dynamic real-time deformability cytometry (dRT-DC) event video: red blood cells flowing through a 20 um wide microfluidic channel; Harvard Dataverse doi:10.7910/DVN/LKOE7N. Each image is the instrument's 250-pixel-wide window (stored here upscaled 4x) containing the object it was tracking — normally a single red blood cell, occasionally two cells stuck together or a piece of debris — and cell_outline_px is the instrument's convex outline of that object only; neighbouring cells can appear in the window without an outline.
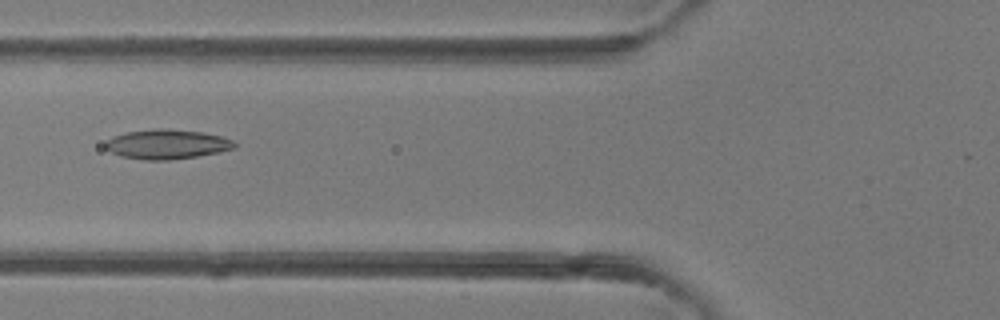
{"species": "common noctule bat (a hibernating species)", "species_latin": "Nyctalus noctula", "temperature_condition": "room temperature", "stored_images_in_passage": 27, "camera_frame_rate_fps": 3000, "um_per_image_px": 0.085, "animal": {"sex": "female"}, "frame": {"image": 1, "passage_image": 4, "time_ms": 1.0, "image_size_px": [1000, 320], "cell_outline_px": [[236, 148], [220, 152], [196, 156], [168, 160], [144, 160], [120, 156], [112, 152], [104, 144], [112, 136], [128, 132], [156, 128], [168, 128], [204, 132], [220, 136], [232, 140], [236, 144]], "centroid_in_image_um": [14.21, 12.25], "position_along_channel_um": 111.6, "area_um2": 22.25}}
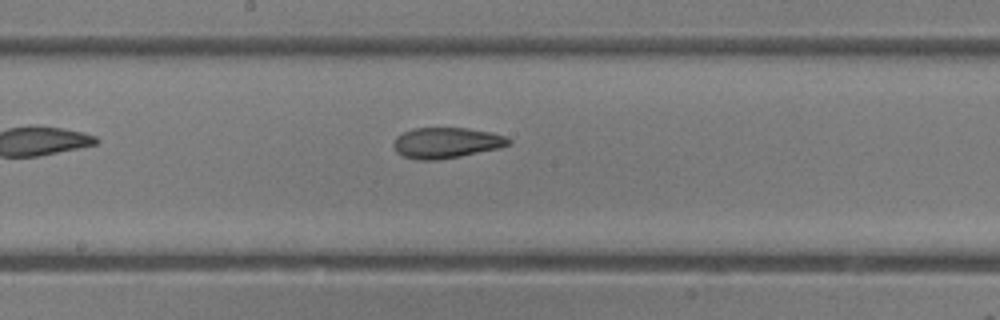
{"frame": {"image": 2, "passage_image": 10, "time_ms": 3.0, "image_size_px": [1000, 320], "cell_outline_px": [[512, 144], [500, 148], [460, 156], [436, 160], [416, 160], [404, 156], [396, 152], [392, 144], [396, 136], [412, 128], [468, 128], [492, 132], [504, 136], [512, 140]], "centroid_in_image_um": [37.94, 12.13], "position_along_channel_um": 210.3, "area_um2": 20.75}}
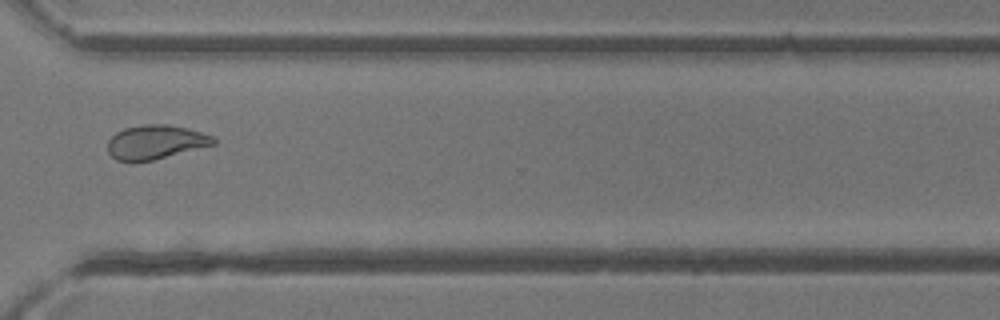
{"frame": {"image": 3, "passage_image": 19, "time_ms": 6.0, "image_size_px": [1000, 320], "cell_outline_px": [[216, 144], [152, 160], [116, 160], [108, 152], [108, 140], [116, 132], [124, 128], [144, 124], [168, 124], [188, 128], [212, 136], [216, 140]], "centroid_in_image_um": [13.23, 12.05], "position_along_channel_um": 357.4, "area_um2": 20.75}}